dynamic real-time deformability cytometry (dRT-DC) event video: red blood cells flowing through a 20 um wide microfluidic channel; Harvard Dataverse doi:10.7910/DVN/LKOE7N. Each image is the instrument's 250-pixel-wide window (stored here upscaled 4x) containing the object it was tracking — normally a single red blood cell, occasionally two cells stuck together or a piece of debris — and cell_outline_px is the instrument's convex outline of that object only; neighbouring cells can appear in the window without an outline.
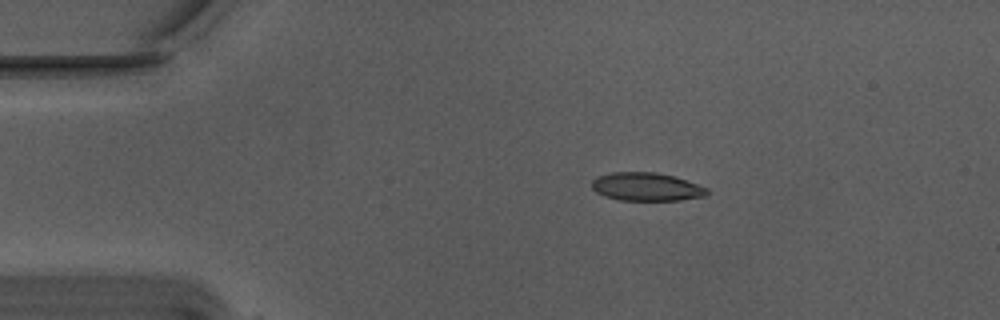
{"species": "Egyptian fruit bat (a non-hibernating species)", "species_latin": "Rousettus aegyptiacus", "temperature_condition": "warm", "stored_images_in_passage": 46, "camera_frame_rate_fps": 3000, "um_per_image_px": 0.085, "animal": {"sex": "male"}, "frame": {"image": 1, "passage_image": 1, "time_ms": 0.0, "image_size_px": [1000, 320], "cell_outline_px": [[708, 192], [704, 196], [680, 200], [620, 200], [604, 196], [596, 192], [592, 188], [592, 180], [596, 176], [612, 172], [656, 172], [672, 176], [708, 188]], "centroid_in_image_um": [54.89, 15.87], "position_along_channel_um": 30.1, "area_um2": 18.84}}
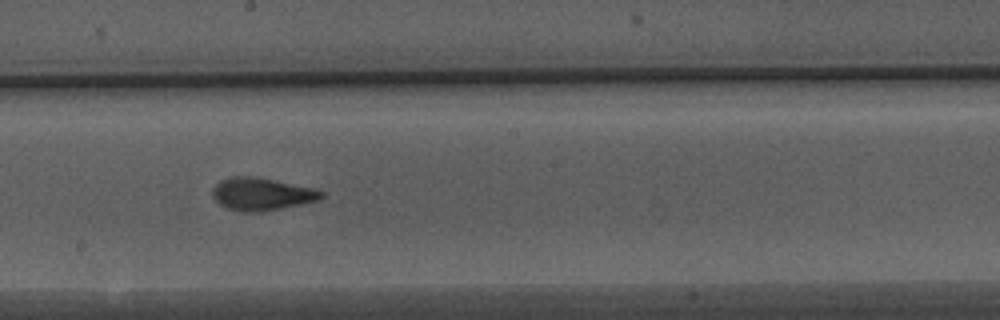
{"frame": {"image": 2, "passage_image": 21, "time_ms": 6.667, "image_size_px": [1000, 320], "cell_outline_px": [[324, 196], [316, 200], [300, 204], [280, 208], [256, 212], [244, 212], [228, 208], [220, 204], [212, 196], [212, 188], [220, 180], [232, 176], [256, 176], [312, 188], [324, 192]], "centroid_in_image_um": [22.19, 16.48], "position_along_channel_um": 226.0, "area_um2": 20.4}}
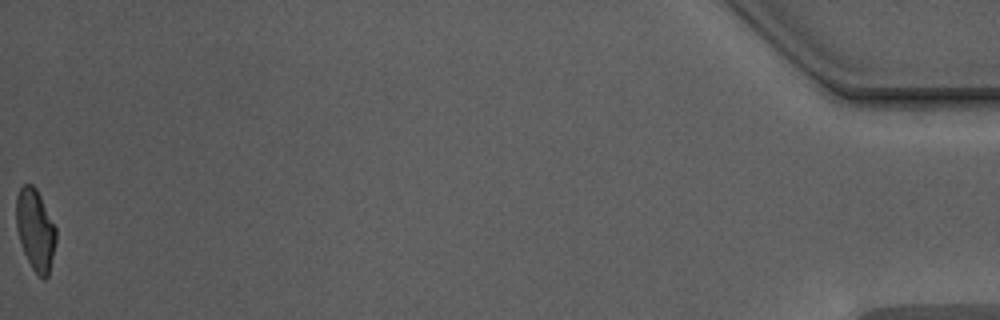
{"frame": {"image": 3, "passage_image": 46, "time_ms": 15.0, "image_size_px": [1000, 320], "cell_outline_px": [[56, 240], [48, 276], [44, 280], [32, 268], [20, 244], [16, 228], [16, 196], [20, 188], [24, 184], [32, 184], [36, 188], [56, 228]], "centroid_in_image_um": [2.99, 19.52], "position_along_channel_um": 432.2, "area_um2": 18.73}, "authors_computed_cell_mechanics": {"area_um2": 19.7098, "velocity_mm_per_s": 3.7566, "shape_relaxation_time_tau1_ms": 5.0078, "shape_relaxation_time_tau2_ms": 1.4606, "deformation_change_tau1": 0.2122, "deformation_change_tau2": 0.092}}